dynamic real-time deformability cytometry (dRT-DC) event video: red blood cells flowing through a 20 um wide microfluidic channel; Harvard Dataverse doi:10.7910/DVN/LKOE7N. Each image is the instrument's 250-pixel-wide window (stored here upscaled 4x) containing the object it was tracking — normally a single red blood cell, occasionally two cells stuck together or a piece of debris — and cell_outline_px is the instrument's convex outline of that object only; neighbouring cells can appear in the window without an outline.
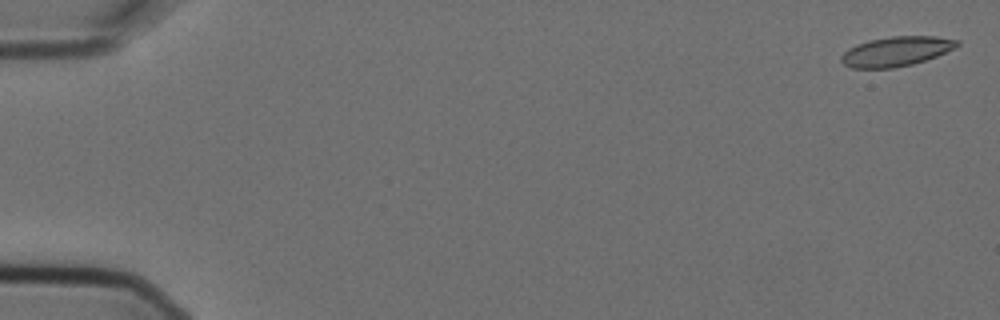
{"species": "Egyptian fruit bat (a non-hibernating species)", "species_latin": "Rousettus aegyptiacus", "temperature_condition": "cold", "stored_images_in_passage": 6, "camera_frame_rate_fps": 3000, "um_per_image_px": 0.085, "animal": {"sex": "female"}, "frame": {"image": 1, "passage_image": 1, "time_ms": 0.0, "image_size_px": [1000, 320], "cell_outline_px": [[960, 44], [956, 48], [936, 56], [912, 64], [892, 68], [852, 68], [844, 64], [840, 60], [840, 56], [848, 48], [856, 44], [868, 40], [892, 36], [936, 36], [960, 40]], "centroid_in_image_um": [76.18, 4.36], "position_along_channel_um": 8.8, "area_um2": 20.11}}
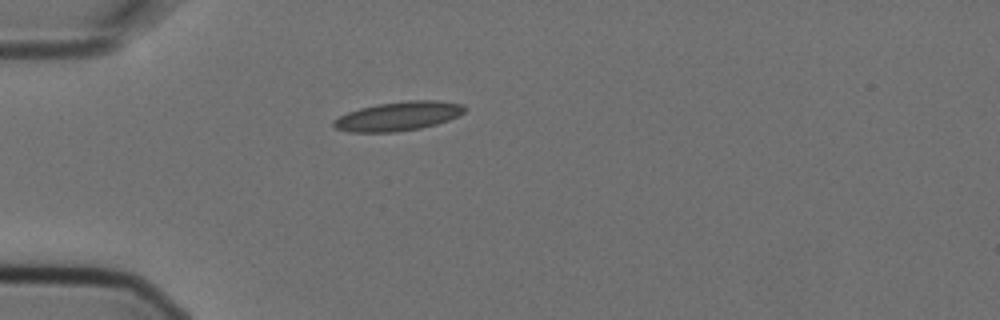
{"frame": {"image": 2, "passage_image": 5, "time_ms": 1.333, "image_size_px": [1000, 320], "cell_outline_px": [[468, 108], [464, 112], [448, 120], [436, 124], [420, 128], [396, 132], [348, 132], [336, 128], [332, 124], [332, 120], [348, 112], [360, 108], [376, 104], [408, 100], [436, 100], [464, 104]], "centroid_in_image_um": [33.85, 9.87], "position_along_channel_um": 51.1, "area_um2": 22.25}}